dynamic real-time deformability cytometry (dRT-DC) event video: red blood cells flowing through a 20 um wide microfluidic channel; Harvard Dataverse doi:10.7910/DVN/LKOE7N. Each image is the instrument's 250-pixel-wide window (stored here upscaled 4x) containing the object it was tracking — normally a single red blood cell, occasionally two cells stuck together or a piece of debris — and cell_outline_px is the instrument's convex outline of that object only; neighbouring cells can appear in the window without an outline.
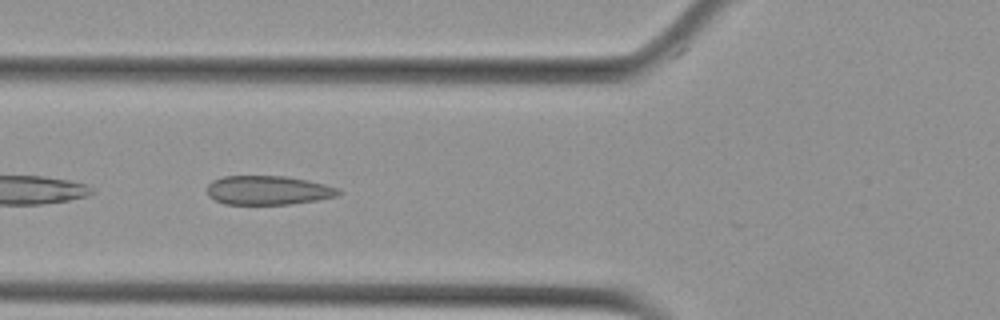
{"species": "Egyptian fruit bat (a non-hibernating species)", "species_latin": "Rousettus aegyptiacus", "temperature_condition": "cold", "stored_images_in_passage": 17, "camera_frame_rate_fps": 3000, "um_per_image_px": 0.085, "animal": {"sex": "female"}, "frame": {"image": 1, "passage_image": 7, "time_ms": 2.0, "image_size_px": [1000, 320], "cell_outline_px": [[340, 192], [336, 196], [316, 200], [292, 204], [224, 204], [208, 196], [208, 184], [212, 180], [224, 176], [284, 176], [308, 180], [340, 188]], "centroid_in_image_um": [22.78, 16.17], "position_along_channel_um": 103.0, "area_um2": 22.2}}
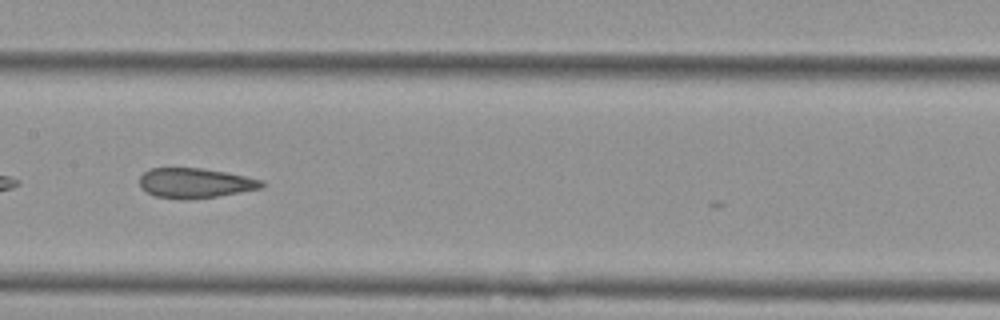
{"frame": {"image": 2, "passage_image": 14, "time_ms": 4.333, "image_size_px": [1000, 320], "cell_outline_px": [[264, 188], [216, 196], [184, 200], [156, 196], [140, 188], [140, 176], [144, 172], [152, 168], [200, 168], [224, 172], [264, 180]], "centroid_in_image_um": [16.59, 15.56], "position_along_channel_um": 190.8, "area_um2": 21.15}}